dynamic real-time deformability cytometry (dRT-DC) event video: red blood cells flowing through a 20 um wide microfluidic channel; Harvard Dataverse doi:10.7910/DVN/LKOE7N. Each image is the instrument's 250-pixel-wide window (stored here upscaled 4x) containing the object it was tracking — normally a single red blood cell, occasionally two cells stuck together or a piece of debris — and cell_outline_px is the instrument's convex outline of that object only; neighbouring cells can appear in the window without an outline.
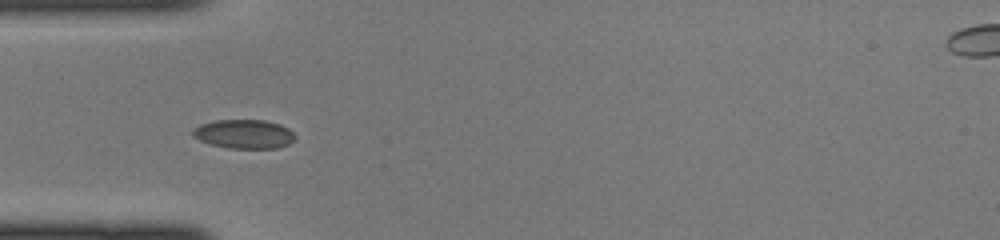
{"species": "common noctule bat (a hibernating species)", "species_latin": "Nyctalus noctula", "temperature_condition": "cold", "stored_images_in_passage": 34, "camera_frame_rate_fps": 3000, "um_per_image_px": 0.085, "animal": {"sex": "female", "body_mass_g": 22.0, "forearm_length_mm": 56.7}, "frame": {"image": 1, "passage_image": 3, "time_ms": 0.667, "image_size_px": [1000, 240], "cell_outline_px": [[296, 140], [288, 144], [276, 148], [228, 148], [212, 144], [200, 140], [192, 136], [192, 128], [200, 124], [216, 120], [264, 120], [280, 124], [288, 128], [296, 136]], "centroid_in_image_um": [20.75, 11.39], "position_along_channel_um": 64.3, "area_um2": 17.34}}
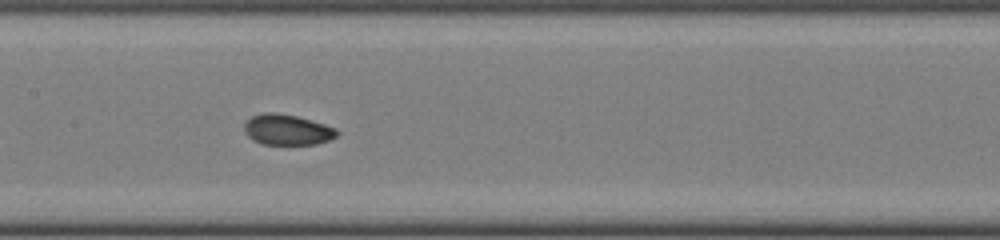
{"frame": {"image": 2, "passage_image": 11, "time_ms": 3.333, "image_size_px": [1000, 240], "cell_outline_px": [[340, 132], [336, 136], [328, 140], [316, 144], [260, 144], [252, 140], [244, 132], [244, 124], [252, 116], [264, 112], [276, 112], [296, 116], [324, 124], [336, 128]], "centroid_in_image_um": [24.39, 11.03], "position_along_channel_um": 183.0, "area_um2": 16.53}}
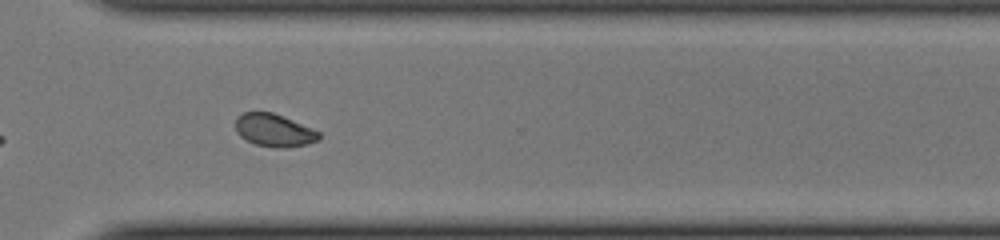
{"frame": {"image": 3, "passage_image": 22, "time_ms": 7.0, "image_size_px": [1000, 240], "cell_outline_px": [[320, 140], [308, 144], [288, 148], [276, 148], [256, 144], [244, 140], [236, 132], [236, 116], [244, 112], [272, 112], [312, 128], [320, 132]], "centroid_in_image_um": [23.3, 11.09], "position_along_channel_um": 347.3, "area_um2": 16.07}}